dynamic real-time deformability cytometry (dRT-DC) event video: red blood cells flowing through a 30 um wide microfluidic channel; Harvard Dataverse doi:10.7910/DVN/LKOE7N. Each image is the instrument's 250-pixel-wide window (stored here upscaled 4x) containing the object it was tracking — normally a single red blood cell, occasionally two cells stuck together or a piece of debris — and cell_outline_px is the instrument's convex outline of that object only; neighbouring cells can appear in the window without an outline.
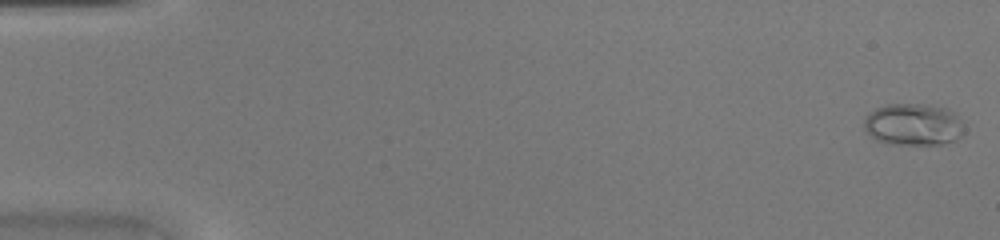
{"species": "common noctule bat (a hibernating species)", "species_latin": "Nyctalus noctula", "temperature_condition": "warm", "stored_images_in_passage": 40, "camera_frame_rate_fps": 3000, "um_per_image_px": 0.085, "animal": {"sex": "female", "body_mass_g": 20.0, "forearm_length_mm": 54.0}, "frame": {"image": 1, "passage_image": 1, "time_ms": 0.0, "image_size_px": [1000, 240], "cell_outline_px": [[964, 132], [960, 136], [944, 144], [892, 144], [876, 140], [864, 128], [864, 116], [876, 108], [888, 104], [928, 104], [948, 108], [960, 120], [964, 128]], "centroid_in_image_um": [77.62, 10.57], "position_along_channel_um": 7.4, "area_um2": 24.45}}
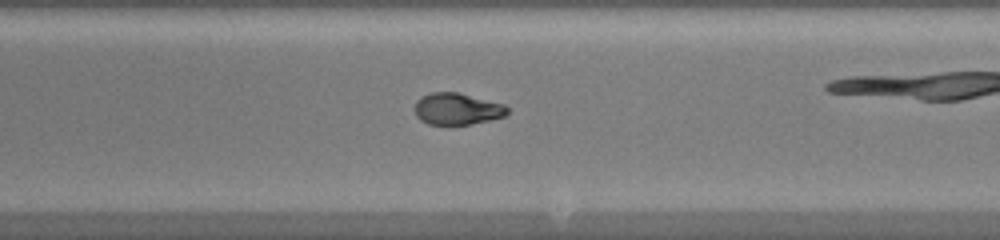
{"frame": {"image": 2, "passage_image": 28, "time_ms": 9.0, "image_size_px": [1000, 240], "cell_outline_px": [[508, 112], [504, 116], [488, 120], [468, 124], [428, 124], [420, 120], [416, 116], [416, 100], [420, 96], [432, 92], [456, 92], [504, 104], [508, 108]], "centroid_in_image_um": [38.83, 9.25], "position_along_channel_um": 250.2, "area_um2": 16.88}}
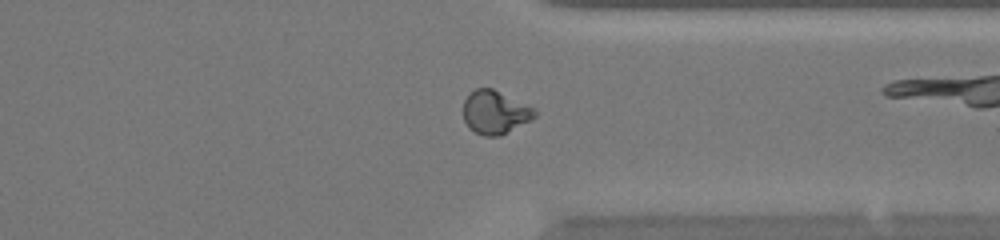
{"frame": {"image": 3, "passage_image": 36, "time_ms": 11.667, "image_size_px": [1000, 240], "cell_outline_px": [[540, 112], [532, 120], [500, 136], [484, 136], [468, 128], [464, 120], [464, 100], [476, 88], [492, 88]], "centroid_in_image_um": [42.08, 9.57], "position_along_channel_um": 369.3, "area_um2": 17.86}}